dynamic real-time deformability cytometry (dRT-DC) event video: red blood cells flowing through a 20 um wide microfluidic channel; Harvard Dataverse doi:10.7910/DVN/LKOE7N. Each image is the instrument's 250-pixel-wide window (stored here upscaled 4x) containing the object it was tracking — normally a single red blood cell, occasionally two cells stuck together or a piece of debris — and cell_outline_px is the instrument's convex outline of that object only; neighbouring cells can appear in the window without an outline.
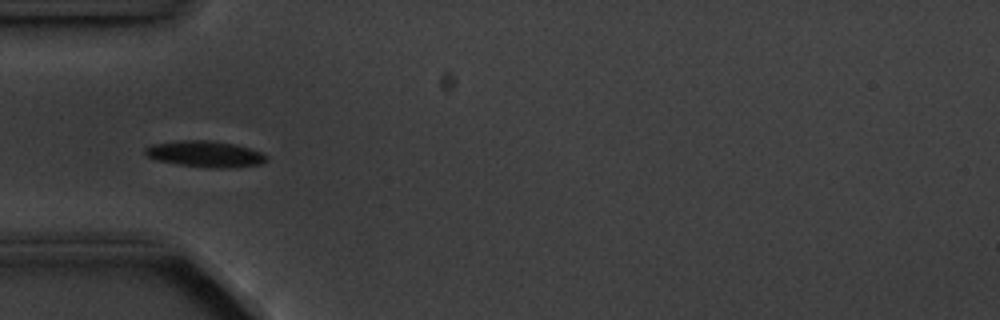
{"species": "common noctule bat (a hibernating species)", "species_latin": "Nyctalus noctula", "temperature_condition": "cold", "stored_images_in_passage": 5, "camera_frame_rate_fps": 3000, "um_per_image_px": 0.085, "animal": {"sex": "male", "body_mass_g": 20.1, "forearm_length_mm": 53.5}, "frame": {"image": 1, "passage_image": 4, "time_ms": 4.333, "image_size_px": [1000, 320], "cell_outline_px": [[268, 160], [260, 164], [228, 168], [208, 168], [176, 164], [156, 160], [148, 156], [144, 152], [144, 148], [152, 144], [180, 140], [208, 140], [236, 144], [260, 152], [268, 156]], "centroid_in_image_um": [17.43, 13.09], "position_along_channel_um": 67.6, "area_um2": 18.61}}
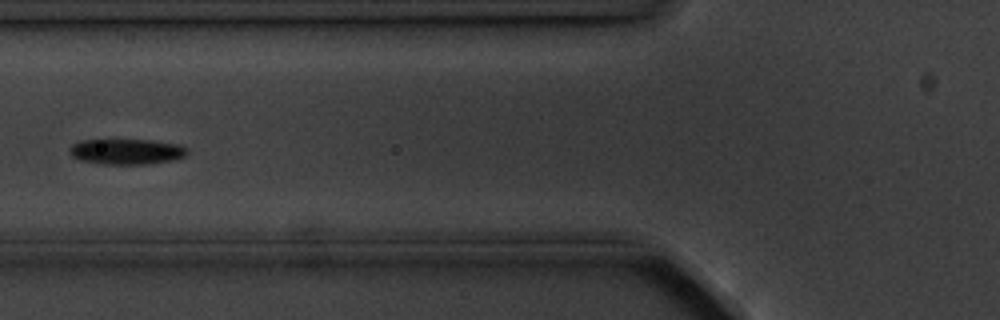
{"frame": {"image": 2, "passage_image": 5, "time_ms": 5.667, "image_size_px": [1000, 320], "cell_outline_px": [[188, 152], [184, 156], [176, 160], [152, 164], [100, 164], [80, 160], [72, 156], [68, 152], [68, 148], [72, 144], [80, 140], [116, 136], [152, 140], [180, 144], [188, 148]], "centroid_in_image_um": [10.72, 12.83], "position_along_channel_um": 115.1, "area_um2": 18.9}}